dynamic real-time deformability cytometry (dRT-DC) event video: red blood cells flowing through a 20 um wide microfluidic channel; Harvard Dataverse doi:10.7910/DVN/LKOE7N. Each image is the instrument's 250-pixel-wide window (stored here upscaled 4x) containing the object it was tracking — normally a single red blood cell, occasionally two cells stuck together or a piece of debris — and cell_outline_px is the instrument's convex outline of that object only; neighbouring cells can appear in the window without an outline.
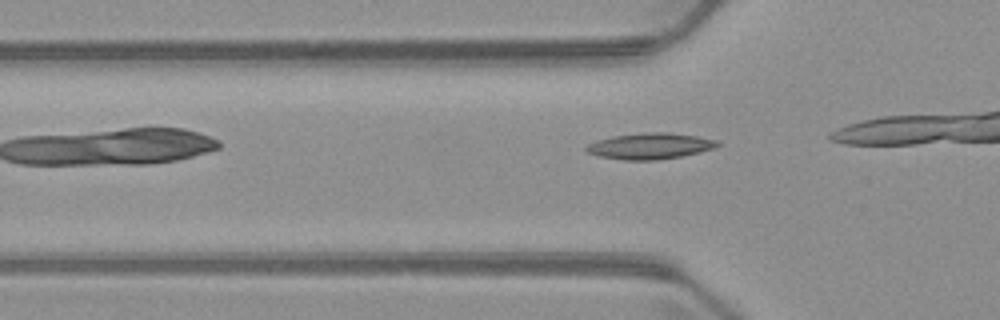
{"species": "common noctule bat (a hibernating species)", "species_latin": "Nyctalus noctula", "temperature_condition": "warm", "stored_images_in_passage": 5, "camera_frame_rate_fps": 3000, "um_per_image_px": 0.085, "animal": {"sex": "male", "body_mass_g": 23.1, "forearm_length_mm": 52.7}, "frame": {"image": 1, "passage_image": 5, "time_ms": 6.0, "image_size_px": [1000, 320], "cell_outline_px": [[720, 144], [712, 148], [700, 152], [680, 156], [656, 160], [624, 160], [600, 156], [588, 152], [584, 148], [588, 144], [596, 140], [616, 136], [648, 132], [668, 132], [696, 136], [716, 140]], "centroid_in_image_um": [55.24, 12.41], "position_along_channel_um": 70.6, "area_um2": 19.59}}